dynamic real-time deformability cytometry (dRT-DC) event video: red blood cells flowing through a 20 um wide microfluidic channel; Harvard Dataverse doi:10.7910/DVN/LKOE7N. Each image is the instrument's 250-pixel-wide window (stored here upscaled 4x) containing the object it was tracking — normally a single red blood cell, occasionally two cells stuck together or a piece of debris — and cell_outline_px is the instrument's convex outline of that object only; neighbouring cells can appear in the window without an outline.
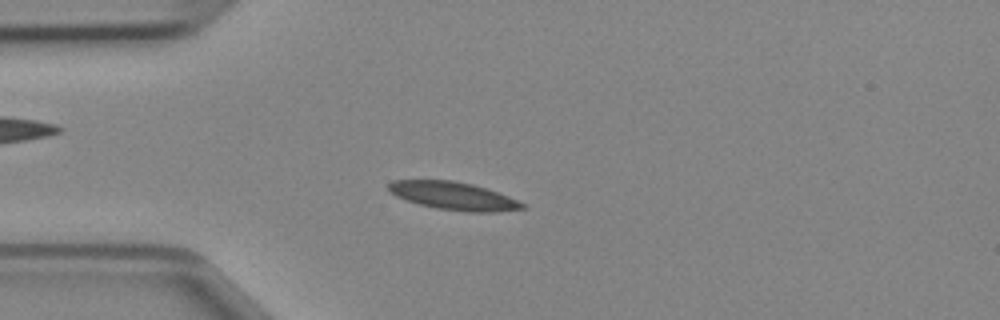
{"species": "Egyptian fruit bat (a non-hibernating species)", "species_latin": "Rousettus aegyptiacus", "temperature_condition": "cold", "stored_images_in_passage": 47, "camera_frame_rate_fps": 3000, "um_per_image_px": 0.085, "animal": {"sex": "female"}, "frame": {"image": 1, "passage_image": 12, "time_ms": 3.667, "image_size_px": [1000, 320], "cell_outline_px": [[528, 208], [496, 212], [468, 212], [436, 208], [420, 204], [396, 196], [388, 192], [388, 184], [392, 180], [452, 180], [472, 184], [508, 196], [524, 204]], "centroid_in_image_um": [38.53, 16.65], "position_along_channel_um": 46.5, "area_um2": 21.62}}
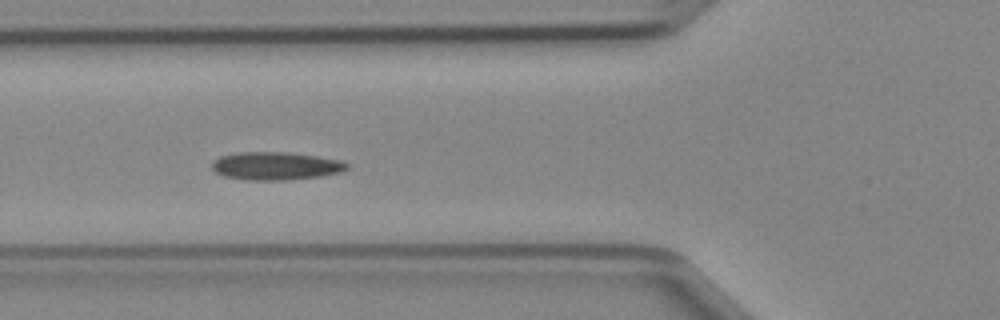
{"frame": {"image": 2, "passage_image": 17, "time_ms": 5.333, "image_size_px": [1000, 320], "cell_outline_px": [[348, 168], [340, 172], [320, 176], [284, 180], [244, 180], [224, 176], [216, 172], [212, 168], [212, 160], [220, 156], [236, 152], [284, 152], [316, 156], [340, 160], [348, 164]], "centroid_in_image_um": [23.39, 14.1], "position_along_channel_um": 102.4, "area_um2": 21.96}}
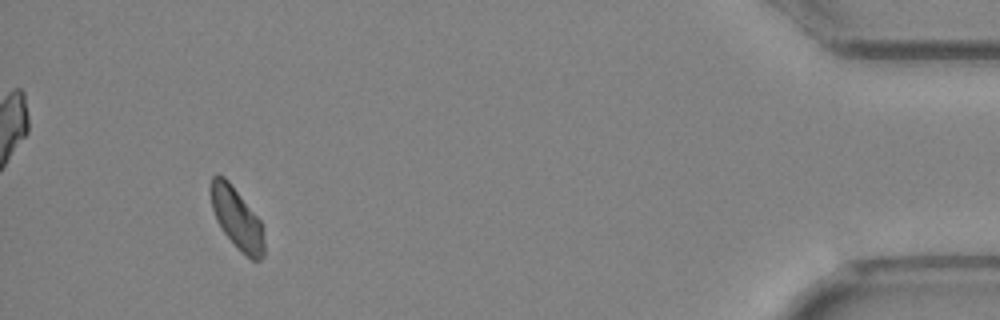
{"frame": {"image": 3, "passage_image": 44, "time_ms": 14.333, "image_size_px": [1000, 320], "cell_outline_px": [[264, 256], [260, 260], [252, 260], [224, 232], [216, 220], [212, 208], [208, 192], [208, 184], [212, 176], [224, 176], [228, 180], [260, 220], [264, 244]], "centroid_in_image_um": [20.08, 18.49], "position_along_channel_um": 415.1, "area_um2": 18.73}}